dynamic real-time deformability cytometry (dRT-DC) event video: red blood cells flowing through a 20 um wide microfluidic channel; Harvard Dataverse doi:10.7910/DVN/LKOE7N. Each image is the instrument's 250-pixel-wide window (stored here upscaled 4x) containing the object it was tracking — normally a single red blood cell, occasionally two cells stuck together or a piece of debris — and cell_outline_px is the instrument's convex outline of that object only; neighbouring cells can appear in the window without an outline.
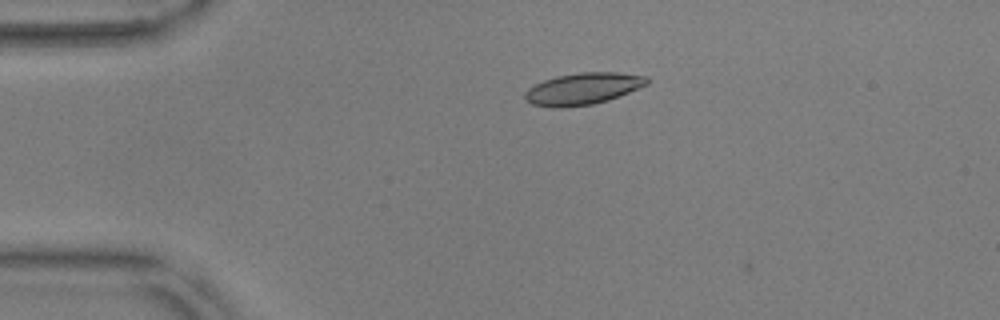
{"species": "common noctule bat (a hibernating species)", "species_latin": "Nyctalus noctula", "temperature_condition": "warm", "stored_images_in_passage": 4, "camera_frame_rate_fps": 3000, "um_per_image_px": 0.085, "animal": {"sex": "male", "body_mass_g": 17.9, "forearm_length_mm": 54.2}, "frame": {"image": 1, "passage_image": 2, "time_ms": 0.333, "image_size_px": [1000, 320], "cell_outline_px": [[648, 84], [608, 100], [592, 104], [564, 108], [556, 108], [532, 104], [524, 96], [524, 92], [528, 88], [544, 80], [556, 76], [580, 72], [616, 72], [648, 76]], "centroid_in_image_um": [49.54, 7.54], "position_along_channel_um": 35.5, "area_um2": 22.48}}